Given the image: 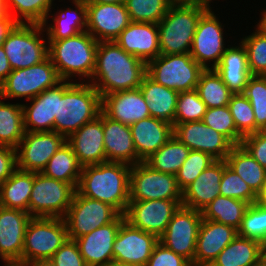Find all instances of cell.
<instances>
[{"label": "cell", "instance_id": "6f0895ef", "mask_svg": "<svg viewBox=\"0 0 266 266\" xmlns=\"http://www.w3.org/2000/svg\"><path fill=\"white\" fill-rule=\"evenodd\" d=\"M12 68L6 56L3 46H0V85L6 80L11 73Z\"/></svg>", "mask_w": 266, "mask_h": 266}, {"label": "cell", "instance_id": "7bdbcfd3", "mask_svg": "<svg viewBox=\"0 0 266 266\" xmlns=\"http://www.w3.org/2000/svg\"><path fill=\"white\" fill-rule=\"evenodd\" d=\"M255 28L252 34L242 37L241 42L247 51L251 75L266 76V33L257 25Z\"/></svg>", "mask_w": 266, "mask_h": 266}, {"label": "cell", "instance_id": "03108f58", "mask_svg": "<svg viewBox=\"0 0 266 266\" xmlns=\"http://www.w3.org/2000/svg\"><path fill=\"white\" fill-rule=\"evenodd\" d=\"M251 266H266V254H264L256 263Z\"/></svg>", "mask_w": 266, "mask_h": 266}, {"label": "cell", "instance_id": "4dcf8cb0", "mask_svg": "<svg viewBox=\"0 0 266 266\" xmlns=\"http://www.w3.org/2000/svg\"><path fill=\"white\" fill-rule=\"evenodd\" d=\"M75 7H63L56 14H49L43 24L48 40H62L86 31L87 7L84 0H70ZM48 18L53 21L48 24Z\"/></svg>", "mask_w": 266, "mask_h": 266}, {"label": "cell", "instance_id": "5bb4252c", "mask_svg": "<svg viewBox=\"0 0 266 266\" xmlns=\"http://www.w3.org/2000/svg\"><path fill=\"white\" fill-rule=\"evenodd\" d=\"M202 219L201 211L181 205L172 216L159 242L192 264Z\"/></svg>", "mask_w": 266, "mask_h": 266}, {"label": "cell", "instance_id": "d4e9b609", "mask_svg": "<svg viewBox=\"0 0 266 266\" xmlns=\"http://www.w3.org/2000/svg\"><path fill=\"white\" fill-rule=\"evenodd\" d=\"M115 42L146 64L160 55L159 31L154 23L131 22Z\"/></svg>", "mask_w": 266, "mask_h": 266}, {"label": "cell", "instance_id": "603a6c76", "mask_svg": "<svg viewBox=\"0 0 266 266\" xmlns=\"http://www.w3.org/2000/svg\"><path fill=\"white\" fill-rule=\"evenodd\" d=\"M102 112L125 125L150 117V111L139 88L117 91L101 97Z\"/></svg>", "mask_w": 266, "mask_h": 266}, {"label": "cell", "instance_id": "d6986e66", "mask_svg": "<svg viewBox=\"0 0 266 266\" xmlns=\"http://www.w3.org/2000/svg\"><path fill=\"white\" fill-rule=\"evenodd\" d=\"M87 28L98 42L115 41L131 23L125 3H86Z\"/></svg>", "mask_w": 266, "mask_h": 266}, {"label": "cell", "instance_id": "4316f807", "mask_svg": "<svg viewBox=\"0 0 266 266\" xmlns=\"http://www.w3.org/2000/svg\"><path fill=\"white\" fill-rule=\"evenodd\" d=\"M224 172V160H216L182 191V205L202 211L217 196Z\"/></svg>", "mask_w": 266, "mask_h": 266}, {"label": "cell", "instance_id": "1f68e13d", "mask_svg": "<svg viewBox=\"0 0 266 266\" xmlns=\"http://www.w3.org/2000/svg\"><path fill=\"white\" fill-rule=\"evenodd\" d=\"M150 116L174 124L178 92L156 83L147 74L139 86Z\"/></svg>", "mask_w": 266, "mask_h": 266}, {"label": "cell", "instance_id": "9f6ffc18", "mask_svg": "<svg viewBox=\"0 0 266 266\" xmlns=\"http://www.w3.org/2000/svg\"><path fill=\"white\" fill-rule=\"evenodd\" d=\"M18 24L19 22L9 13L4 17H0V46H3L7 37Z\"/></svg>", "mask_w": 266, "mask_h": 266}, {"label": "cell", "instance_id": "f6af8a7d", "mask_svg": "<svg viewBox=\"0 0 266 266\" xmlns=\"http://www.w3.org/2000/svg\"><path fill=\"white\" fill-rule=\"evenodd\" d=\"M238 235L266 245V206L255 202L247 207Z\"/></svg>", "mask_w": 266, "mask_h": 266}, {"label": "cell", "instance_id": "681fc988", "mask_svg": "<svg viewBox=\"0 0 266 266\" xmlns=\"http://www.w3.org/2000/svg\"><path fill=\"white\" fill-rule=\"evenodd\" d=\"M228 108L233 116L237 131L243 137L255 133V115L253 107L243 93L233 94Z\"/></svg>", "mask_w": 266, "mask_h": 266}, {"label": "cell", "instance_id": "60d3db41", "mask_svg": "<svg viewBox=\"0 0 266 266\" xmlns=\"http://www.w3.org/2000/svg\"><path fill=\"white\" fill-rule=\"evenodd\" d=\"M55 0H5L7 12L19 23L44 24Z\"/></svg>", "mask_w": 266, "mask_h": 266}, {"label": "cell", "instance_id": "52a82bcc", "mask_svg": "<svg viewBox=\"0 0 266 266\" xmlns=\"http://www.w3.org/2000/svg\"><path fill=\"white\" fill-rule=\"evenodd\" d=\"M43 24L19 23L3 44L12 70L39 64L48 58Z\"/></svg>", "mask_w": 266, "mask_h": 266}, {"label": "cell", "instance_id": "b9f144b4", "mask_svg": "<svg viewBox=\"0 0 266 266\" xmlns=\"http://www.w3.org/2000/svg\"><path fill=\"white\" fill-rule=\"evenodd\" d=\"M173 3L172 0H126L125 5L131 22L158 24Z\"/></svg>", "mask_w": 266, "mask_h": 266}, {"label": "cell", "instance_id": "30bf717a", "mask_svg": "<svg viewBox=\"0 0 266 266\" xmlns=\"http://www.w3.org/2000/svg\"><path fill=\"white\" fill-rule=\"evenodd\" d=\"M76 189L63 181L34 173L29 199L31 217L63 218L67 213Z\"/></svg>", "mask_w": 266, "mask_h": 266}, {"label": "cell", "instance_id": "ac0fdd59", "mask_svg": "<svg viewBox=\"0 0 266 266\" xmlns=\"http://www.w3.org/2000/svg\"><path fill=\"white\" fill-rule=\"evenodd\" d=\"M158 242L155 235L135 228L125 220L113 244V261L128 266H146Z\"/></svg>", "mask_w": 266, "mask_h": 266}, {"label": "cell", "instance_id": "e0dca14e", "mask_svg": "<svg viewBox=\"0 0 266 266\" xmlns=\"http://www.w3.org/2000/svg\"><path fill=\"white\" fill-rule=\"evenodd\" d=\"M173 135L190 150L207 153L215 160H225L235 146L203 121L173 124Z\"/></svg>", "mask_w": 266, "mask_h": 266}, {"label": "cell", "instance_id": "db71d44e", "mask_svg": "<svg viewBox=\"0 0 266 266\" xmlns=\"http://www.w3.org/2000/svg\"><path fill=\"white\" fill-rule=\"evenodd\" d=\"M241 145L266 169V130L246 135Z\"/></svg>", "mask_w": 266, "mask_h": 266}, {"label": "cell", "instance_id": "816d5d0a", "mask_svg": "<svg viewBox=\"0 0 266 266\" xmlns=\"http://www.w3.org/2000/svg\"><path fill=\"white\" fill-rule=\"evenodd\" d=\"M57 266H87L75 240L67 239L50 258Z\"/></svg>", "mask_w": 266, "mask_h": 266}, {"label": "cell", "instance_id": "5b68a950", "mask_svg": "<svg viewBox=\"0 0 266 266\" xmlns=\"http://www.w3.org/2000/svg\"><path fill=\"white\" fill-rule=\"evenodd\" d=\"M210 5L174 2L157 24L160 54L190 53L198 22Z\"/></svg>", "mask_w": 266, "mask_h": 266}, {"label": "cell", "instance_id": "7a4b0ae2", "mask_svg": "<svg viewBox=\"0 0 266 266\" xmlns=\"http://www.w3.org/2000/svg\"><path fill=\"white\" fill-rule=\"evenodd\" d=\"M131 165L104 162L82 167L76 191L114 207L124 215L129 205Z\"/></svg>", "mask_w": 266, "mask_h": 266}, {"label": "cell", "instance_id": "ee69618b", "mask_svg": "<svg viewBox=\"0 0 266 266\" xmlns=\"http://www.w3.org/2000/svg\"><path fill=\"white\" fill-rule=\"evenodd\" d=\"M255 115V133L266 130V76L252 75L243 93Z\"/></svg>", "mask_w": 266, "mask_h": 266}, {"label": "cell", "instance_id": "9a60e30c", "mask_svg": "<svg viewBox=\"0 0 266 266\" xmlns=\"http://www.w3.org/2000/svg\"><path fill=\"white\" fill-rule=\"evenodd\" d=\"M65 142L66 138L55 131H25L16 148L17 169L41 173L49 159Z\"/></svg>", "mask_w": 266, "mask_h": 266}, {"label": "cell", "instance_id": "91938a15", "mask_svg": "<svg viewBox=\"0 0 266 266\" xmlns=\"http://www.w3.org/2000/svg\"><path fill=\"white\" fill-rule=\"evenodd\" d=\"M25 266H57L51 259L39 260L32 263H28Z\"/></svg>", "mask_w": 266, "mask_h": 266}, {"label": "cell", "instance_id": "a7ac6f4b", "mask_svg": "<svg viewBox=\"0 0 266 266\" xmlns=\"http://www.w3.org/2000/svg\"><path fill=\"white\" fill-rule=\"evenodd\" d=\"M4 266H25V265H20V264H3Z\"/></svg>", "mask_w": 266, "mask_h": 266}, {"label": "cell", "instance_id": "9c48e42d", "mask_svg": "<svg viewBox=\"0 0 266 266\" xmlns=\"http://www.w3.org/2000/svg\"><path fill=\"white\" fill-rule=\"evenodd\" d=\"M62 79L48 57L39 64L24 69L12 70L0 85L2 99L26 98L27 100L55 87Z\"/></svg>", "mask_w": 266, "mask_h": 266}, {"label": "cell", "instance_id": "f907efd6", "mask_svg": "<svg viewBox=\"0 0 266 266\" xmlns=\"http://www.w3.org/2000/svg\"><path fill=\"white\" fill-rule=\"evenodd\" d=\"M220 195L245 201L249 205L258 202V195L227 166L225 160L220 182Z\"/></svg>", "mask_w": 266, "mask_h": 266}, {"label": "cell", "instance_id": "ffe728a7", "mask_svg": "<svg viewBox=\"0 0 266 266\" xmlns=\"http://www.w3.org/2000/svg\"><path fill=\"white\" fill-rule=\"evenodd\" d=\"M31 218L28 212L0 206L1 262L22 265L25 231Z\"/></svg>", "mask_w": 266, "mask_h": 266}, {"label": "cell", "instance_id": "4fadbf2b", "mask_svg": "<svg viewBox=\"0 0 266 266\" xmlns=\"http://www.w3.org/2000/svg\"><path fill=\"white\" fill-rule=\"evenodd\" d=\"M224 27L225 24L221 23L212 7L198 22L190 55L204 69H214L227 49L223 36Z\"/></svg>", "mask_w": 266, "mask_h": 266}, {"label": "cell", "instance_id": "ab89813d", "mask_svg": "<svg viewBox=\"0 0 266 266\" xmlns=\"http://www.w3.org/2000/svg\"><path fill=\"white\" fill-rule=\"evenodd\" d=\"M196 90L207 108L228 106L233 95L215 69L201 73Z\"/></svg>", "mask_w": 266, "mask_h": 266}, {"label": "cell", "instance_id": "6da1fadb", "mask_svg": "<svg viewBox=\"0 0 266 266\" xmlns=\"http://www.w3.org/2000/svg\"><path fill=\"white\" fill-rule=\"evenodd\" d=\"M147 64L124 51L115 41L98 42L95 69L89 83L102 96L139 88Z\"/></svg>", "mask_w": 266, "mask_h": 266}, {"label": "cell", "instance_id": "8d00e7d4", "mask_svg": "<svg viewBox=\"0 0 266 266\" xmlns=\"http://www.w3.org/2000/svg\"><path fill=\"white\" fill-rule=\"evenodd\" d=\"M248 206L245 201L220 195L209 203L201 214L205 220L223 223L238 230Z\"/></svg>", "mask_w": 266, "mask_h": 266}, {"label": "cell", "instance_id": "be15d7a7", "mask_svg": "<svg viewBox=\"0 0 266 266\" xmlns=\"http://www.w3.org/2000/svg\"><path fill=\"white\" fill-rule=\"evenodd\" d=\"M258 202L266 206V184L264 185L263 191L258 195Z\"/></svg>", "mask_w": 266, "mask_h": 266}, {"label": "cell", "instance_id": "d6a6232c", "mask_svg": "<svg viewBox=\"0 0 266 266\" xmlns=\"http://www.w3.org/2000/svg\"><path fill=\"white\" fill-rule=\"evenodd\" d=\"M265 254L259 241L237 235L210 266H251Z\"/></svg>", "mask_w": 266, "mask_h": 266}, {"label": "cell", "instance_id": "680465c9", "mask_svg": "<svg viewBox=\"0 0 266 266\" xmlns=\"http://www.w3.org/2000/svg\"><path fill=\"white\" fill-rule=\"evenodd\" d=\"M85 3H99V4H122L126 0H84Z\"/></svg>", "mask_w": 266, "mask_h": 266}, {"label": "cell", "instance_id": "cb8c5ba5", "mask_svg": "<svg viewBox=\"0 0 266 266\" xmlns=\"http://www.w3.org/2000/svg\"><path fill=\"white\" fill-rule=\"evenodd\" d=\"M238 235L232 226L202 219L192 266H210L219 253Z\"/></svg>", "mask_w": 266, "mask_h": 266}, {"label": "cell", "instance_id": "bcb514c9", "mask_svg": "<svg viewBox=\"0 0 266 266\" xmlns=\"http://www.w3.org/2000/svg\"><path fill=\"white\" fill-rule=\"evenodd\" d=\"M202 121L227 137L234 145H241L243 136L237 131L228 106L207 108Z\"/></svg>", "mask_w": 266, "mask_h": 266}, {"label": "cell", "instance_id": "f5cc1de1", "mask_svg": "<svg viewBox=\"0 0 266 266\" xmlns=\"http://www.w3.org/2000/svg\"><path fill=\"white\" fill-rule=\"evenodd\" d=\"M146 266H192L184 257L171 251L162 243L158 242L148 259Z\"/></svg>", "mask_w": 266, "mask_h": 266}, {"label": "cell", "instance_id": "003e7915", "mask_svg": "<svg viewBox=\"0 0 266 266\" xmlns=\"http://www.w3.org/2000/svg\"><path fill=\"white\" fill-rule=\"evenodd\" d=\"M103 266H128V265H125L123 263H118V262H115V261H112V262H109Z\"/></svg>", "mask_w": 266, "mask_h": 266}, {"label": "cell", "instance_id": "94428289", "mask_svg": "<svg viewBox=\"0 0 266 266\" xmlns=\"http://www.w3.org/2000/svg\"><path fill=\"white\" fill-rule=\"evenodd\" d=\"M262 12L260 17L261 19H259V21L256 22L257 23L256 25L266 33V9H264Z\"/></svg>", "mask_w": 266, "mask_h": 266}, {"label": "cell", "instance_id": "836d02e7", "mask_svg": "<svg viewBox=\"0 0 266 266\" xmlns=\"http://www.w3.org/2000/svg\"><path fill=\"white\" fill-rule=\"evenodd\" d=\"M225 161L257 195L263 191L266 184V169L242 145H235Z\"/></svg>", "mask_w": 266, "mask_h": 266}, {"label": "cell", "instance_id": "44dd1931", "mask_svg": "<svg viewBox=\"0 0 266 266\" xmlns=\"http://www.w3.org/2000/svg\"><path fill=\"white\" fill-rule=\"evenodd\" d=\"M125 215L89 234L74 239L87 266H103L113 261V244Z\"/></svg>", "mask_w": 266, "mask_h": 266}, {"label": "cell", "instance_id": "f1b7e54d", "mask_svg": "<svg viewBox=\"0 0 266 266\" xmlns=\"http://www.w3.org/2000/svg\"><path fill=\"white\" fill-rule=\"evenodd\" d=\"M22 104L24 129L28 132L54 131L58 116V84Z\"/></svg>", "mask_w": 266, "mask_h": 266}, {"label": "cell", "instance_id": "6125c7cd", "mask_svg": "<svg viewBox=\"0 0 266 266\" xmlns=\"http://www.w3.org/2000/svg\"><path fill=\"white\" fill-rule=\"evenodd\" d=\"M173 2H186V3H203L210 4L213 0H172Z\"/></svg>", "mask_w": 266, "mask_h": 266}, {"label": "cell", "instance_id": "11a10c76", "mask_svg": "<svg viewBox=\"0 0 266 266\" xmlns=\"http://www.w3.org/2000/svg\"><path fill=\"white\" fill-rule=\"evenodd\" d=\"M16 169V149L0 145V184L4 183Z\"/></svg>", "mask_w": 266, "mask_h": 266}, {"label": "cell", "instance_id": "7c38bea8", "mask_svg": "<svg viewBox=\"0 0 266 266\" xmlns=\"http://www.w3.org/2000/svg\"><path fill=\"white\" fill-rule=\"evenodd\" d=\"M129 200H182V191L175 175L155 171L140 162L131 166Z\"/></svg>", "mask_w": 266, "mask_h": 266}, {"label": "cell", "instance_id": "f35d334b", "mask_svg": "<svg viewBox=\"0 0 266 266\" xmlns=\"http://www.w3.org/2000/svg\"><path fill=\"white\" fill-rule=\"evenodd\" d=\"M25 134L20 103H5L0 97V145L17 148Z\"/></svg>", "mask_w": 266, "mask_h": 266}, {"label": "cell", "instance_id": "277c9868", "mask_svg": "<svg viewBox=\"0 0 266 266\" xmlns=\"http://www.w3.org/2000/svg\"><path fill=\"white\" fill-rule=\"evenodd\" d=\"M47 41L48 57L62 80L72 82L75 81L72 78L77 76L81 83L90 82L95 69L98 41L89 32Z\"/></svg>", "mask_w": 266, "mask_h": 266}, {"label": "cell", "instance_id": "484cf974", "mask_svg": "<svg viewBox=\"0 0 266 266\" xmlns=\"http://www.w3.org/2000/svg\"><path fill=\"white\" fill-rule=\"evenodd\" d=\"M106 162L135 165L143 162L136 153L129 125L113 120L103 113Z\"/></svg>", "mask_w": 266, "mask_h": 266}, {"label": "cell", "instance_id": "3957f363", "mask_svg": "<svg viewBox=\"0 0 266 266\" xmlns=\"http://www.w3.org/2000/svg\"><path fill=\"white\" fill-rule=\"evenodd\" d=\"M101 95L91 83H58V116L54 131L66 139L101 113Z\"/></svg>", "mask_w": 266, "mask_h": 266}, {"label": "cell", "instance_id": "2e32d148", "mask_svg": "<svg viewBox=\"0 0 266 266\" xmlns=\"http://www.w3.org/2000/svg\"><path fill=\"white\" fill-rule=\"evenodd\" d=\"M181 205L182 200L130 201L124 215L133 227L159 239Z\"/></svg>", "mask_w": 266, "mask_h": 266}, {"label": "cell", "instance_id": "8fae6325", "mask_svg": "<svg viewBox=\"0 0 266 266\" xmlns=\"http://www.w3.org/2000/svg\"><path fill=\"white\" fill-rule=\"evenodd\" d=\"M120 213L111 205L85 197L77 191L72 203L63 217L68 239H76L95 229L113 222Z\"/></svg>", "mask_w": 266, "mask_h": 266}, {"label": "cell", "instance_id": "d590c367", "mask_svg": "<svg viewBox=\"0 0 266 266\" xmlns=\"http://www.w3.org/2000/svg\"><path fill=\"white\" fill-rule=\"evenodd\" d=\"M82 166L71 146L65 142L49 159L42 173L50 178L60 180L77 188Z\"/></svg>", "mask_w": 266, "mask_h": 266}, {"label": "cell", "instance_id": "c3c4849f", "mask_svg": "<svg viewBox=\"0 0 266 266\" xmlns=\"http://www.w3.org/2000/svg\"><path fill=\"white\" fill-rule=\"evenodd\" d=\"M215 161L207 153L190 150L188 157L175 175L179 189L183 191Z\"/></svg>", "mask_w": 266, "mask_h": 266}, {"label": "cell", "instance_id": "7dc6e473", "mask_svg": "<svg viewBox=\"0 0 266 266\" xmlns=\"http://www.w3.org/2000/svg\"><path fill=\"white\" fill-rule=\"evenodd\" d=\"M206 104L200 99L196 89L180 92L177 97L174 124L202 121Z\"/></svg>", "mask_w": 266, "mask_h": 266}, {"label": "cell", "instance_id": "e7e4bbea", "mask_svg": "<svg viewBox=\"0 0 266 266\" xmlns=\"http://www.w3.org/2000/svg\"><path fill=\"white\" fill-rule=\"evenodd\" d=\"M8 14L7 8L5 5V0H0V17H4Z\"/></svg>", "mask_w": 266, "mask_h": 266}, {"label": "cell", "instance_id": "ba28073f", "mask_svg": "<svg viewBox=\"0 0 266 266\" xmlns=\"http://www.w3.org/2000/svg\"><path fill=\"white\" fill-rule=\"evenodd\" d=\"M205 69L190 55H159L147 63L146 74L156 83L178 93L194 90Z\"/></svg>", "mask_w": 266, "mask_h": 266}, {"label": "cell", "instance_id": "8992f818", "mask_svg": "<svg viewBox=\"0 0 266 266\" xmlns=\"http://www.w3.org/2000/svg\"><path fill=\"white\" fill-rule=\"evenodd\" d=\"M67 239L63 218L32 217L25 231L22 265L50 259Z\"/></svg>", "mask_w": 266, "mask_h": 266}, {"label": "cell", "instance_id": "83f0119b", "mask_svg": "<svg viewBox=\"0 0 266 266\" xmlns=\"http://www.w3.org/2000/svg\"><path fill=\"white\" fill-rule=\"evenodd\" d=\"M137 156L144 162L173 136V124L147 117L130 125Z\"/></svg>", "mask_w": 266, "mask_h": 266}, {"label": "cell", "instance_id": "74e56055", "mask_svg": "<svg viewBox=\"0 0 266 266\" xmlns=\"http://www.w3.org/2000/svg\"><path fill=\"white\" fill-rule=\"evenodd\" d=\"M189 152L190 149L173 135L166 144L144 162L155 171L176 175Z\"/></svg>", "mask_w": 266, "mask_h": 266}, {"label": "cell", "instance_id": "7402d4cb", "mask_svg": "<svg viewBox=\"0 0 266 266\" xmlns=\"http://www.w3.org/2000/svg\"><path fill=\"white\" fill-rule=\"evenodd\" d=\"M66 142L71 146L82 167L106 162L103 112L71 134Z\"/></svg>", "mask_w": 266, "mask_h": 266}, {"label": "cell", "instance_id": "f546056e", "mask_svg": "<svg viewBox=\"0 0 266 266\" xmlns=\"http://www.w3.org/2000/svg\"><path fill=\"white\" fill-rule=\"evenodd\" d=\"M227 46L219 64L214 69L233 94L244 93L247 82L252 76L246 48L241 41L237 46L232 44Z\"/></svg>", "mask_w": 266, "mask_h": 266}, {"label": "cell", "instance_id": "e575fe53", "mask_svg": "<svg viewBox=\"0 0 266 266\" xmlns=\"http://www.w3.org/2000/svg\"><path fill=\"white\" fill-rule=\"evenodd\" d=\"M34 172L16 169L0 184V206L29 213V199L33 188Z\"/></svg>", "mask_w": 266, "mask_h": 266}]
</instances>
